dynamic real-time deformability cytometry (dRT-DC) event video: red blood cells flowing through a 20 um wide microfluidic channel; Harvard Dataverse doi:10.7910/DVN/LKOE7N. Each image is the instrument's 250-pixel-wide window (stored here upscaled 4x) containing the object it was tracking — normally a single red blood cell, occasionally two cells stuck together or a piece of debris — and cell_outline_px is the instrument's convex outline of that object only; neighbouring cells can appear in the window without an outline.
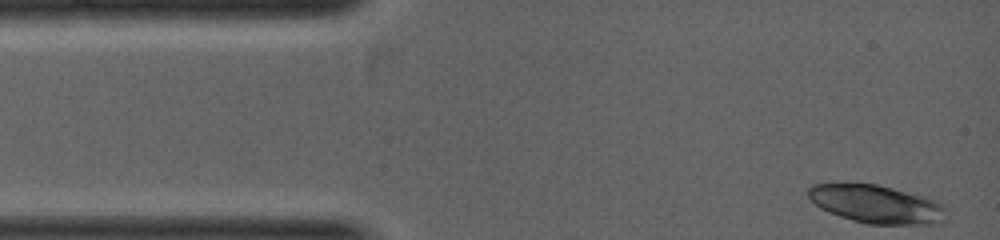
{"species": "common noctule bat (a hibernating species)", "species_latin": "Nyctalus noctula", "temperature_condition": "warm", "stored_images_in_passage": 4, "camera_frame_rate_fps": 5000, "um_per_image_px": 0.085, "animal": {"sex": "female", "body_mass_g": 19.0, "forearm_length_mm": 53.3}, "frame": {"image": 1, "passage_image": 1, "time_ms": 0.0, "image_size_px": [1000, 240], "cell_outline_px": [[936, 220], [928, 224], [868, 224], [852, 220], [832, 212], [816, 204], [808, 196], [808, 188], [816, 184], [876, 184], [916, 196], [928, 200], [936, 204]], "centroid_in_image_um": [74.23, 17.34], "position_along_channel_um": 10.8, "area_um2": 28.15}}